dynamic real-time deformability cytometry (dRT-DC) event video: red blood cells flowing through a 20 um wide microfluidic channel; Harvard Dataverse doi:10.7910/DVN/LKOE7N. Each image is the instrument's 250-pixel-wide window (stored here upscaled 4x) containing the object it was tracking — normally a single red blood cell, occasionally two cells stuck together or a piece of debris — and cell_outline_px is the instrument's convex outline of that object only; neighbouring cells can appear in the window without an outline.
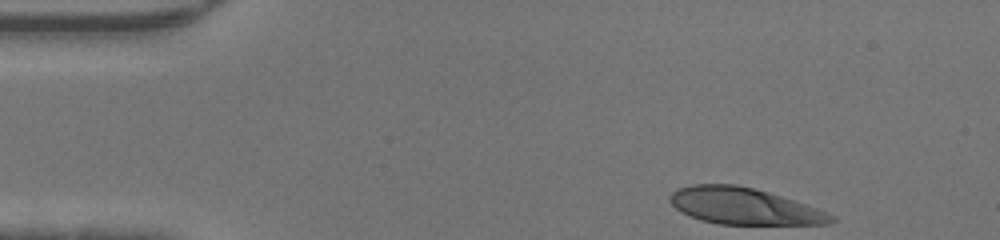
{"species": "human", "species_latin": "Homo sapiens", "temperature_condition": "warm", "stored_images_in_passage": 34, "camera_frame_rate_fps": 3000, "um_per_image_px": 0.085, "donor": {"sex": "male"}, "frame": {"image": 1, "passage_image": 1, "time_ms": 0.0, "image_size_px": [1000, 240], "cell_outline_px": [[836, 220], [828, 224], [720, 224], [700, 220], [676, 208], [668, 200], [668, 196], [676, 188], [692, 184], [736, 184], [768, 192], [816, 208], [836, 216]], "centroid_in_image_um": [63.21, 17.52], "position_along_channel_um": 21.8, "area_um2": 34.04}}
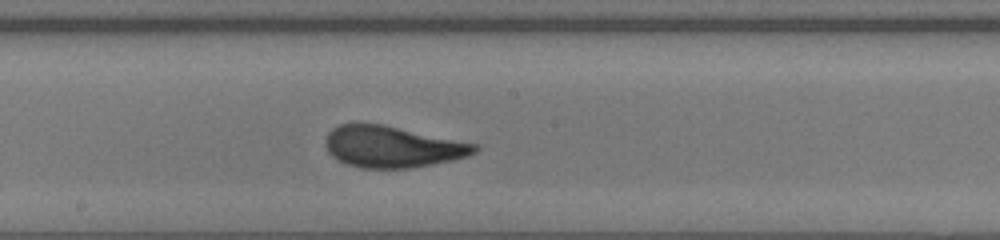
{"frame": {"image": 2, "passage_image": 20, "time_ms": 6.333, "image_size_px": [1000, 240], "cell_outline_px": [[480, 148], [476, 152], [468, 156], [452, 160], [412, 168], [364, 168], [348, 164], [336, 160], [328, 152], [324, 144], [324, 140], [328, 132], [332, 128], [340, 124], [384, 124], [480, 144]], "centroid_in_image_um": [33.37, 12.47], "position_along_channel_um": 214.8, "area_um2": 36.36}}
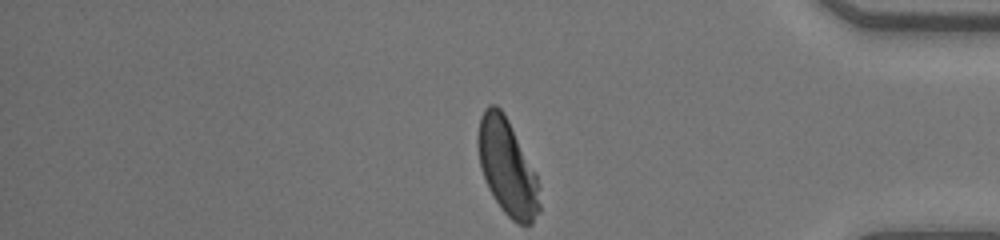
{"frame": {"image": 3, "passage_image": 34, "time_ms": 11.0, "image_size_px": [1000, 240], "cell_outline_px": [[540, 212], [532, 224], [516, 224], [500, 208], [488, 188], [480, 168], [476, 140], [476, 136], [480, 116], [484, 108], [488, 104], [496, 104], [504, 112], [536, 172], [540, 184]], "centroid_in_image_um": [43.11, 14.21], "position_along_channel_um": 392.1, "area_um2": 35.2}}